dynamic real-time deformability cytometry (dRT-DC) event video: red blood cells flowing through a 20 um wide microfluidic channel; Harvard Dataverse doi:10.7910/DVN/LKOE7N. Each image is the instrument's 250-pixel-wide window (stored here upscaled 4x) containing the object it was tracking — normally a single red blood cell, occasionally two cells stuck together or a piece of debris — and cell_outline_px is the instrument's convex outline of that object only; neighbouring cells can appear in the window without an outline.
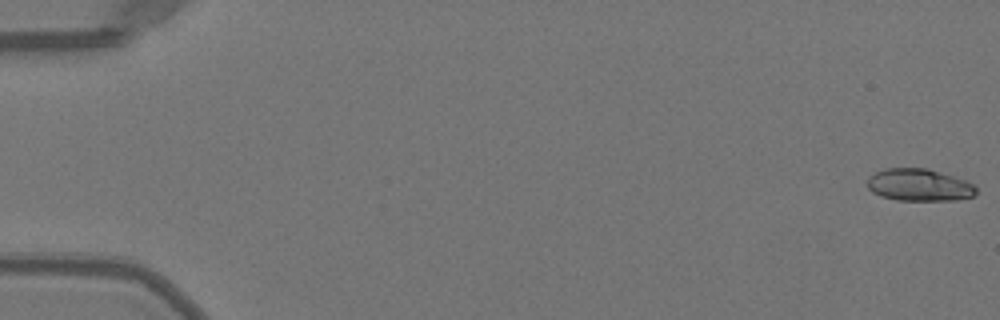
{"species": "Egyptian fruit bat (a non-hibernating species)", "species_latin": "Rousettus aegyptiacus", "temperature_condition": "warm", "stored_images_in_passage": 51, "camera_frame_rate_fps": 3000, "um_per_image_px": 0.085, "animal": {"sex": "female"}, "frame": {"image": 1, "passage_image": 1, "time_ms": 0.0, "image_size_px": [1000, 320], "cell_outline_px": [[976, 192], [972, 196], [956, 200], [896, 200], [880, 196], [872, 192], [868, 188], [868, 176], [876, 172], [888, 168], [928, 168], [964, 180], [972, 184], [976, 188]], "centroid_in_image_um": [78.09, 15.72], "position_along_channel_um": 6.9, "area_um2": 20.29}}
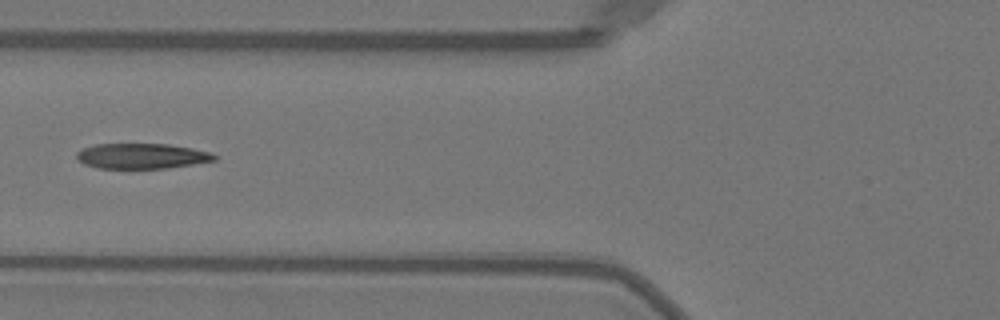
{"frame": {"image": 2, "passage_image": 21, "time_ms": 6.667, "image_size_px": [1000, 320], "cell_outline_px": [[216, 160], [168, 168], [96, 168], [84, 164], [76, 156], [76, 152], [80, 148], [96, 144], [168, 144], [192, 148], [212, 152], [216, 156]], "centroid_in_image_um": [12.03, 13.26], "position_along_channel_um": 113.8, "area_um2": 20.35}}
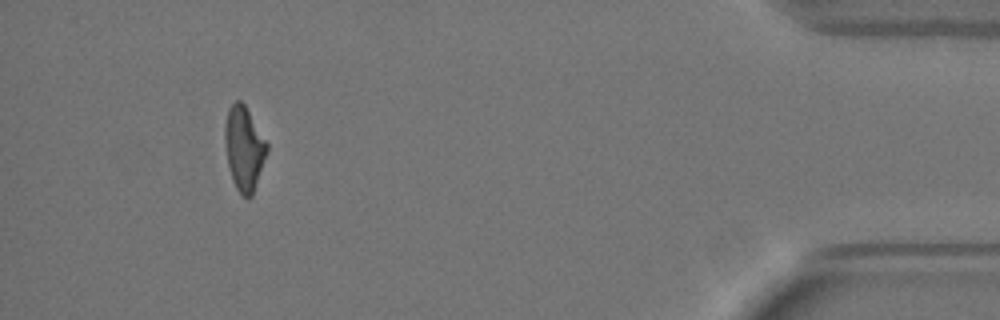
{"frame": {"image": 3, "passage_image": 48, "time_ms": 15.667, "image_size_px": [1000, 320], "cell_outline_px": [[268, 152], [252, 196], [248, 200], [240, 196], [232, 180], [228, 164], [224, 140], [224, 124], [228, 108], [236, 100], [240, 100], [244, 104], [268, 144]], "centroid_in_image_um": [20.74, 12.65], "position_along_channel_um": 414.5, "area_um2": 20.81}}